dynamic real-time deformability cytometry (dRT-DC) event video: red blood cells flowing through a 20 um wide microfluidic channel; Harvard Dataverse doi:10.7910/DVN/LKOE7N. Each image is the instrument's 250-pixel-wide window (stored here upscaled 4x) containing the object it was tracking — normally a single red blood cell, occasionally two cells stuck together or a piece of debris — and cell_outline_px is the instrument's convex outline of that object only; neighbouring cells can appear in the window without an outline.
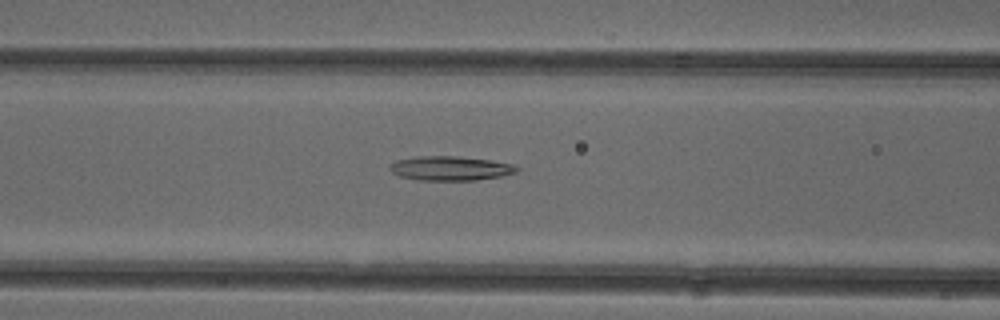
{"species": "common noctule bat (a hibernating species)", "species_latin": "Nyctalus noctula", "temperature_condition": "cold", "stored_images_in_passage": 51, "camera_frame_rate_fps": 3000, "um_per_image_px": 0.085, "animal": {"sex": "female"}, "frame": {"image": 1, "passage_image": 21, "time_ms": 6.667, "image_size_px": [1000, 320], "cell_outline_px": [[520, 168], [516, 172], [500, 176], [476, 180], [420, 180], [400, 176], [392, 172], [388, 168], [388, 164], [396, 160], [416, 156], [456, 156], [488, 160], [512, 164]], "centroid_in_image_um": [38.23, 14.3], "position_along_channel_um": 128.4, "area_um2": 17.92}}
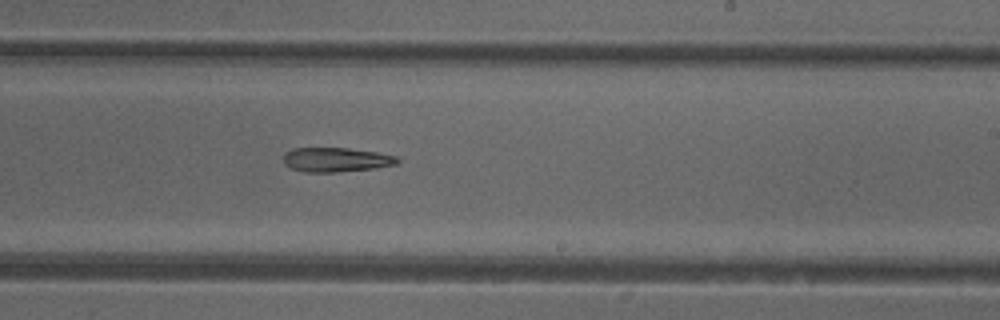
{"frame": {"image": 2, "passage_image": 31, "time_ms": 10.0, "image_size_px": [1000, 320], "cell_outline_px": [[400, 160], [396, 164], [376, 168], [336, 172], [304, 172], [292, 168], [284, 164], [284, 152], [292, 148], [348, 148], [376, 152], [396, 156]], "centroid_in_image_um": [28.55, 13.57], "position_along_channel_um": 260.5, "area_um2": 16.18}}
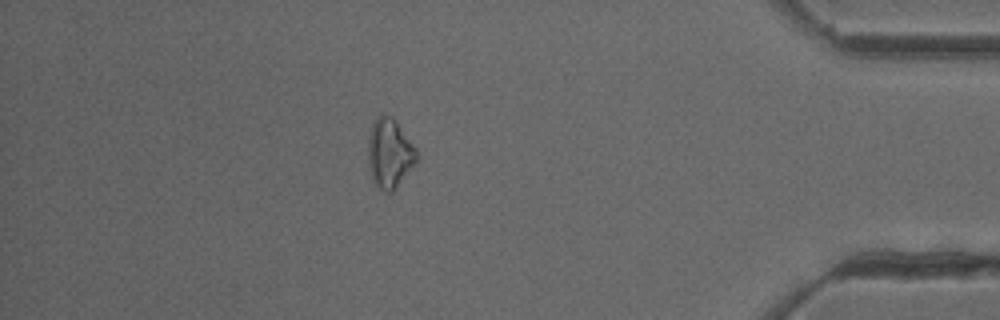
{"frame": {"image": 3, "passage_image": 45, "time_ms": 14.667, "image_size_px": [1000, 320], "cell_outline_px": [[416, 160], [396, 188], [392, 192], [384, 192], [372, 180], [368, 164], [368, 136], [372, 124], [376, 116], [380, 112], [392, 116], [396, 120], [416, 148]], "centroid_in_image_um": [33.08, 12.98], "position_along_channel_um": 402.1, "area_um2": 19.65}}